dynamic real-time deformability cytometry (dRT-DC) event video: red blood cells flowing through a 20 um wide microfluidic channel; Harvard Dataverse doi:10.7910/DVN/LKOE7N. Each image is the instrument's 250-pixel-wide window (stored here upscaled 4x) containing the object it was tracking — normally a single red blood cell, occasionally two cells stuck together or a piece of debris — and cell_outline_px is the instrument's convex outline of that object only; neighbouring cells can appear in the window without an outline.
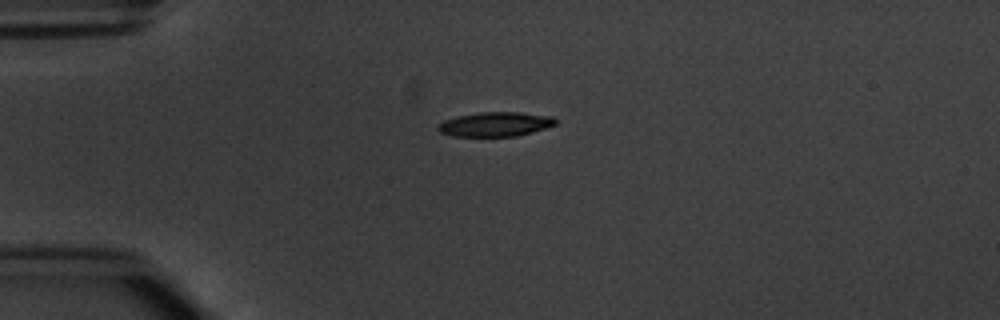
{"species": "common noctule bat (a hibernating species)", "species_latin": "Nyctalus noctula", "temperature_condition": "warm", "stored_images_in_passage": 6, "camera_frame_rate_fps": 3000, "um_per_image_px": 0.085, "animal": {"sex": "male", "body_mass_g": 20.1, "forearm_length_mm": 53.5}, "frame": {"image": 1, "passage_image": 1, "time_ms": 0.0, "image_size_px": [1000, 320], "cell_outline_px": [[556, 124], [532, 132], [516, 136], [452, 136], [440, 132], [436, 128], [444, 120], [460, 116], [480, 112], [520, 112], [552, 116], [556, 120]], "centroid_in_image_um": [42.11, 10.56], "position_along_channel_um": 42.9, "area_um2": 16.53}}
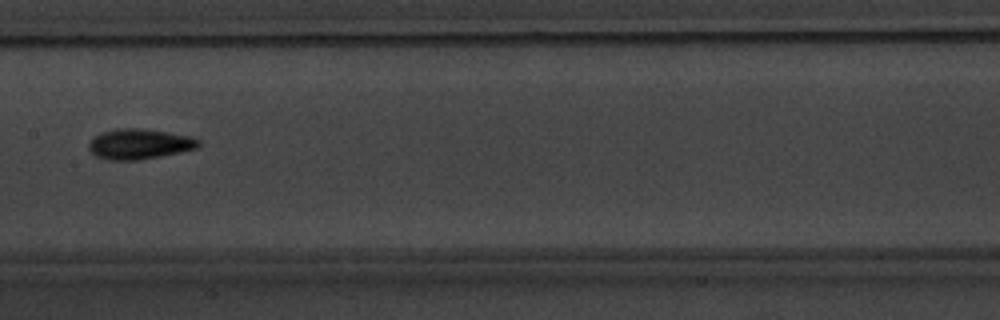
{"frame": {"image": 2, "passage_image": 5, "time_ms": 4.667, "image_size_px": [1000, 320], "cell_outline_px": [[200, 148], [160, 156], [136, 160], [108, 160], [96, 156], [88, 148], [88, 144], [92, 136], [100, 132], [120, 128], [140, 128], [168, 132], [192, 136], [200, 140]], "centroid_in_image_um": [11.85, 12.23], "position_along_channel_um": 195.6, "area_um2": 19.59}}